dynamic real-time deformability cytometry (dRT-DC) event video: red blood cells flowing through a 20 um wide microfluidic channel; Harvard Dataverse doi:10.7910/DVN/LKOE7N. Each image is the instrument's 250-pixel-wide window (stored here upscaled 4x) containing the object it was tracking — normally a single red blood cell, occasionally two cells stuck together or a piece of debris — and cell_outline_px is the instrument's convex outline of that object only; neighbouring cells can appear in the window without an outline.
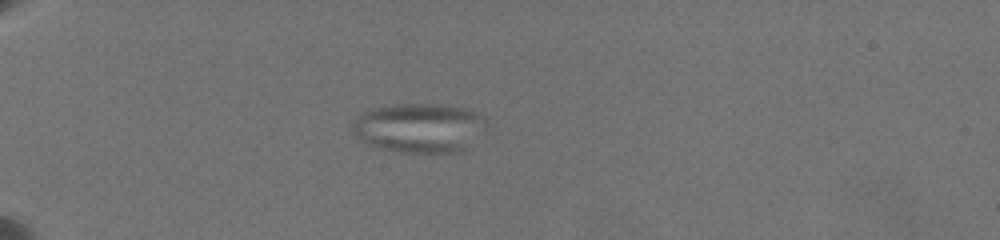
{"species": "common noctule bat (a hibernating species)", "species_latin": "Nyctalus noctula", "temperature_condition": "warm", "stored_images_in_passage": 32, "camera_frame_rate_fps": 3000, "um_per_image_px": 0.085, "animal": {"sex": "female", "body_mass_g": 19.5, "forearm_length_mm": 54.1}, "frame": {"image": 1, "passage_image": 1, "time_ms": 0.0, "image_size_px": [1000, 240], "cell_outline_px": [[476, 116], [464, 148], [456, 152], [400, 152], [380, 148], [368, 144], [360, 140], [352, 128], [352, 124], [360, 116], [376, 108], [400, 104], [448, 104], [464, 108], [472, 112]], "centroid_in_image_um": [35.37, 10.86], "position_along_channel_um": 49.6, "area_um2": 35.66}}
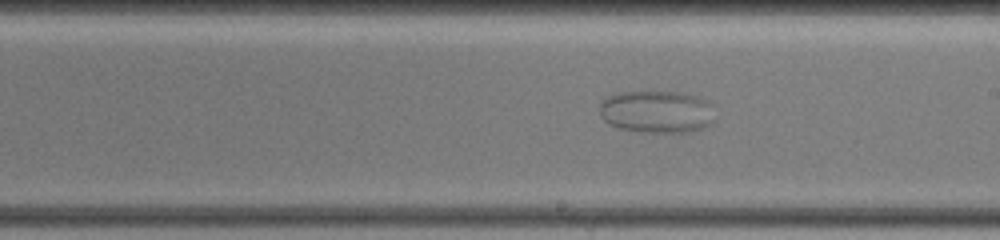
{"frame": {"image": 2, "passage_image": 26, "time_ms": 6.667, "image_size_px": [1000, 240], "cell_outline_px": [[712, 124], [704, 128], [692, 132], [644, 132], [620, 128], [608, 124], [600, 116], [600, 104], [608, 96], [616, 92], [680, 92], [696, 96], [712, 104]], "centroid_in_image_um": [55.81, 9.5], "position_along_channel_um": 233.2, "area_um2": 28.55}}